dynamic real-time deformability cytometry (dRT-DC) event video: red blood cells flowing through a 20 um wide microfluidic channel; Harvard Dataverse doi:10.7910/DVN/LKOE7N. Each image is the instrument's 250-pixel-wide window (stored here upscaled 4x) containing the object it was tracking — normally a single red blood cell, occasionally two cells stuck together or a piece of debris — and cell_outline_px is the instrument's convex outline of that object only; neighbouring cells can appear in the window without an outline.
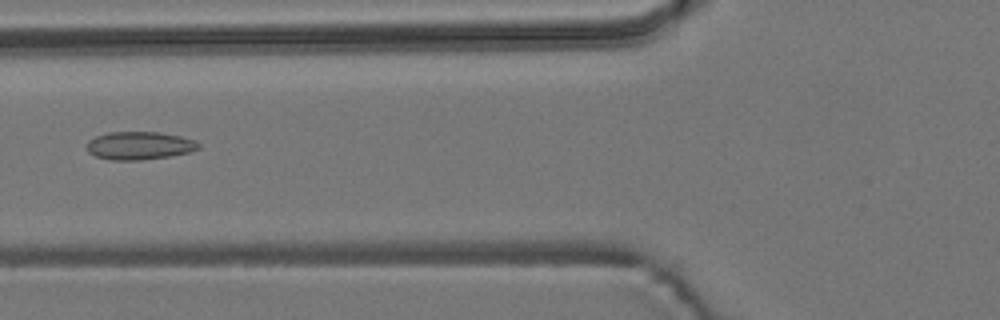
{"species": "common noctule bat (a hibernating species)", "species_latin": "Nyctalus noctula", "temperature_condition": "room temperature", "stored_images_in_passage": 6, "camera_frame_rate_fps": 3000, "um_per_image_px": 0.085, "animal": {"sex": "male", "body_mass_g": 19.2, "forearm_length_mm": 51.8}, "frame": {"image": 1, "passage_image": 6, "time_ms": 6.667, "image_size_px": [1000, 320], "cell_outline_px": [[200, 148], [188, 152], [168, 156], [140, 160], [108, 160], [96, 156], [88, 152], [88, 140], [96, 136], [108, 132], [160, 132], [180, 136], [196, 140], [200, 144]], "centroid_in_image_um": [11.85, 12.37], "position_along_channel_um": 114.0, "area_um2": 18.21}}